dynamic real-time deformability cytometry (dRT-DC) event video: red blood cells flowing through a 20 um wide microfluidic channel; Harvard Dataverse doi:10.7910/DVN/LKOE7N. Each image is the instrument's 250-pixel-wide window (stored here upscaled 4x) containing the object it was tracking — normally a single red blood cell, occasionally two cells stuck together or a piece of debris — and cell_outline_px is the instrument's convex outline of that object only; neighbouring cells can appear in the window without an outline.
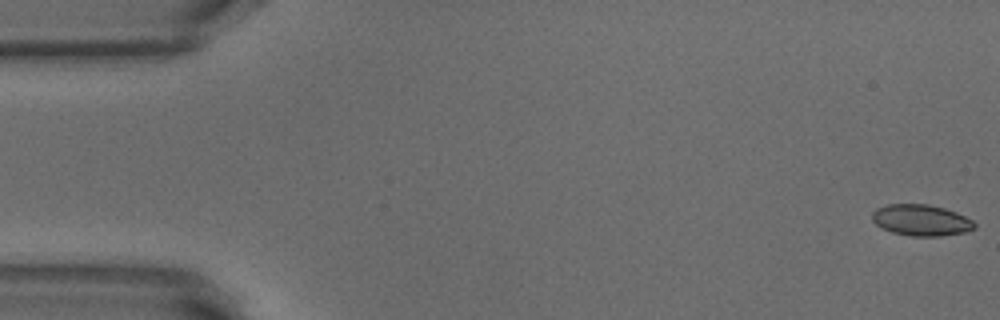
{"species": "common noctule bat (a hibernating species)", "species_latin": "Nyctalus noctula", "temperature_condition": "warm", "stored_images_in_passage": 16, "camera_frame_rate_fps": 3000, "um_per_image_px": 0.085, "animal": {"sex": "male", "body_mass_g": 18.8}, "frame": {"image": 1, "passage_image": 1, "time_ms": 0.0, "image_size_px": [1000, 320], "cell_outline_px": [[976, 228], [964, 232], [940, 236], [912, 236], [892, 232], [880, 228], [872, 220], [872, 212], [876, 208], [888, 204], [928, 204], [944, 208], [956, 212], [972, 220], [976, 224]], "centroid_in_image_um": [78.28, 18.71], "position_along_channel_um": 6.7, "area_um2": 18.67}}
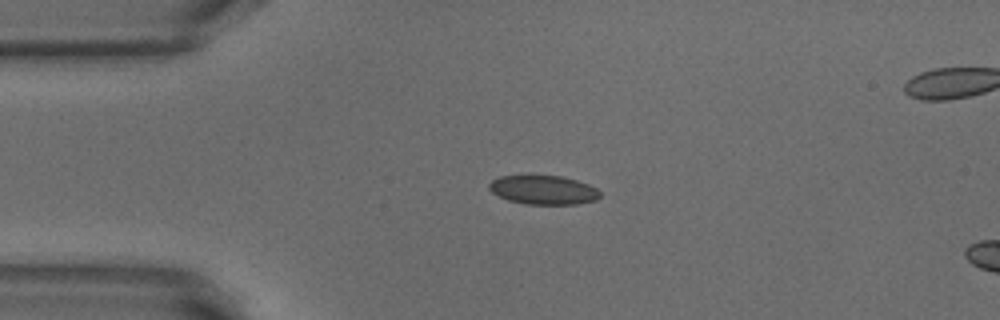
{"frame": {"image": 2, "passage_image": 12, "time_ms": 3.667, "image_size_px": [1000, 320], "cell_outline_px": [[600, 196], [596, 200], [576, 204], [524, 204], [508, 200], [492, 192], [488, 188], [488, 184], [492, 180], [500, 176], [560, 176], [576, 180], [588, 184], [596, 188], [600, 192]], "centroid_in_image_um": [46.18, 16.15], "position_along_channel_um": 38.8, "area_um2": 18.61}}